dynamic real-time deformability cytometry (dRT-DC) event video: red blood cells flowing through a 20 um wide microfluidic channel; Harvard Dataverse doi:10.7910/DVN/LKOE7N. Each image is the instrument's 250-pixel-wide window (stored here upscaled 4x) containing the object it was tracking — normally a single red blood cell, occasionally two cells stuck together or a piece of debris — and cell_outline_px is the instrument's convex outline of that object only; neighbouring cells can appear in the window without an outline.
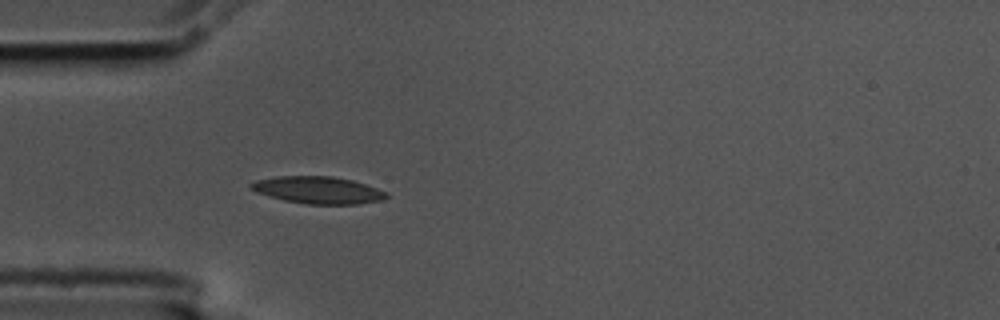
{"species": "common noctule bat (a hibernating species)", "species_latin": "Nyctalus noctula", "temperature_condition": "cold", "stored_images_in_passage": 4, "camera_frame_rate_fps": 3000, "um_per_image_px": 0.085, "animal": {"sex": "male", "body_mass_g": 17.5, "forearm_length_mm": 52.3}, "frame": {"image": 1, "passage_image": 4, "time_ms": 1.0, "image_size_px": [1000, 320], "cell_outline_px": [[388, 196], [384, 200], [356, 204], [304, 204], [284, 200], [256, 192], [248, 188], [248, 184], [256, 180], [276, 176], [332, 176], [352, 180], [388, 192]], "centroid_in_image_um": [27.01, 16.15], "position_along_channel_um": 58.0, "area_um2": 21.5}}